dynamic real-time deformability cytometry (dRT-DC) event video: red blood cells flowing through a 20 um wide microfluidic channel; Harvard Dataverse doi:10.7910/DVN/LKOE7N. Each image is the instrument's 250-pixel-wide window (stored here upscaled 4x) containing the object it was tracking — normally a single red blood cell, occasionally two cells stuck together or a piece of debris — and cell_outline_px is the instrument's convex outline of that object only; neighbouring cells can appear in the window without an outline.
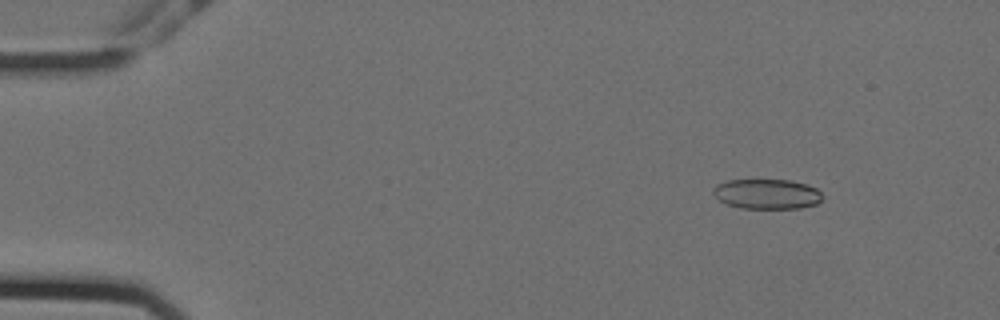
{"species": "Egyptian fruit bat (a non-hibernating species)", "species_latin": "Rousettus aegyptiacus", "temperature_condition": "cold", "stored_images_in_passage": 52, "camera_frame_rate_fps": 3000, "um_per_image_px": 0.085, "animal": {"sex": "female"}, "frame": {"image": 1, "passage_image": 2, "time_ms": 0.333, "image_size_px": [1000, 320], "cell_outline_px": [[824, 196], [816, 204], [800, 208], [740, 208], [728, 204], [720, 200], [712, 192], [712, 188], [716, 184], [728, 180], [792, 180], [808, 184], [816, 188]], "centroid_in_image_um": [65.2, 16.48], "position_along_channel_um": 19.8, "area_um2": 19.13}}
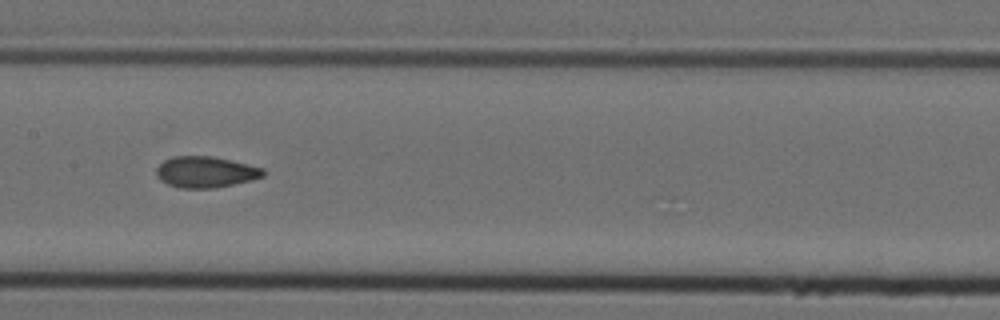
{"frame": {"image": 2, "passage_image": 24, "time_ms": 7.667, "image_size_px": [1000, 320], "cell_outline_px": [[264, 176], [252, 180], [212, 188], [180, 188], [168, 184], [160, 180], [156, 176], [156, 168], [164, 160], [172, 156], [212, 156], [264, 168]], "centroid_in_image_um": [17.45, 14.62], "position_along_channel_um": 190.0, "area_um2": 19.31}}
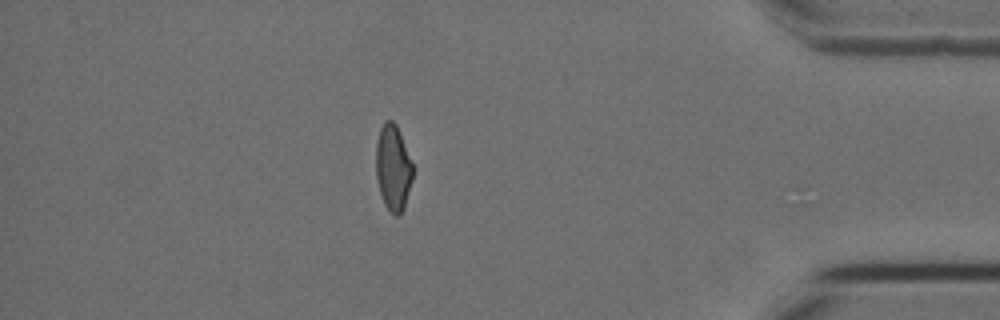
{"frame": {"image": 3, "passage_image": 45, "time_ms": 14.667, "image_size_px": [1000, 320], "cell_outline_px": [[412, 180], [404, 208], [400, 216], [396, 216], [384, 204], [380, 192], [376, 176], [376, 144], [380, 128], [384, 120], [392, 120], [396, 124], [412, 164]], "centroid_in_image_um": [33.39, 14.26], "position_along_channel_um": 401.8, "area_um2": 18.21}, "authors_computed_cell_mechanics": {"area_um2": 19.3341, "velocity_mm_per_s": 3.5803, "shape_relaxation_time_tau1_ms": null, "shape_relaxation_time_tau2_ms": 1.9424, "deformation_change_tau1": null, "deformation_change_tau2": 0.0715}}